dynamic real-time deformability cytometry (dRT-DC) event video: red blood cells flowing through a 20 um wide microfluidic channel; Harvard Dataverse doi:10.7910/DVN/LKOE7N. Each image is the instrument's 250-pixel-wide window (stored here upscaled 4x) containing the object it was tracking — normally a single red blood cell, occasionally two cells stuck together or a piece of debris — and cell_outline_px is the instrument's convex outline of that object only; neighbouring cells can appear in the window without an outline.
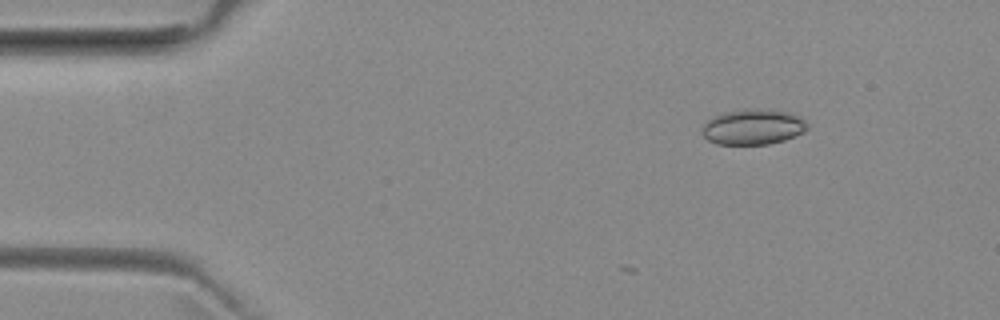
{"species": "common noctule bat (a hibernating species)", "species_latin": "Nyctalus noctula", "temperature_condition": "room temperature", "stored_images_in_passage": 7, "camera_frame_rate_fps": 3000, "um_per_image_px": 0.085, "animal": {"sex": "female", "body_mass_g": 29.2, "forearm_length_mm": 56.3}, "frame": {"image": 1, "passage_image": 2, "time_ms": 0.333, "image_size_px": [1000, 320], "cell_outline_px": [[808, 128], [804, 132], [784, 140], [768, 144], [716, 144], [708, 140], [704, 136], [700, 128], [712, 116], [724, 112], [744, 108], [756, 108], [788, 112], [800, 116], [808, 124]], "centroid_in_image_um": [63.99, 10.77], "position_along_channel_um": 21.0, "area_um2": 21.96}}